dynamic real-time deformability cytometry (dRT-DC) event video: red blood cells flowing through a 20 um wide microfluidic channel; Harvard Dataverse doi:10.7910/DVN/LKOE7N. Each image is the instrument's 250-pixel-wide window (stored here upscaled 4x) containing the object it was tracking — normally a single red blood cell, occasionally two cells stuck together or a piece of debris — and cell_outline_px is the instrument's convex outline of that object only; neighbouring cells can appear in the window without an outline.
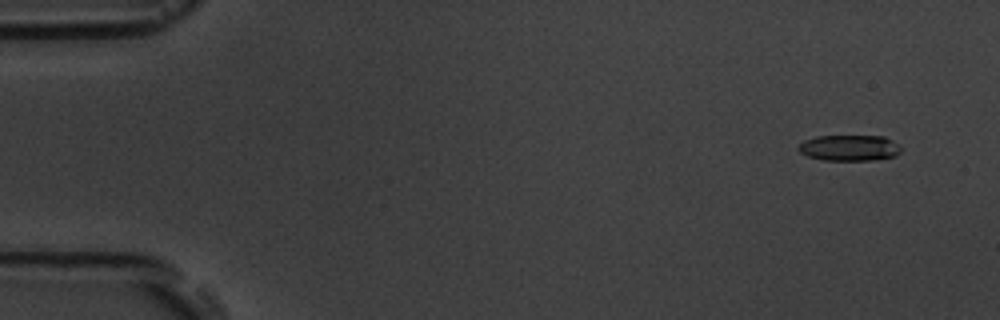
{"species": "common noctule bat (a hibernating species)", "species_latin": "Nyctalus noctula", "temperature_condition": "room temperature", "stored_images_in_passage": 9, "camera_frame_rate_fps": 3000, "um_per_image_px": 0.085, "animal": {"sex": "male", "body_mass_g": 19.5, "forearm_length_mm": 54.6}, "frame": {"image": 1, "passage_image": 2, "time_ms": 1.0, "image_size_px": [1000, 320], "cell_outline_px": [[900, 152], [896, 156], [872, 160], [820, 160], [808, 156], [800, 152], [796, 148], [804, 140], [816, 136], [884, 136], [900, 144]], "centroid_in_image_um": [72.2, 12.57], "position_along_channel_um": 12.8, "area_um2": 15.61}}
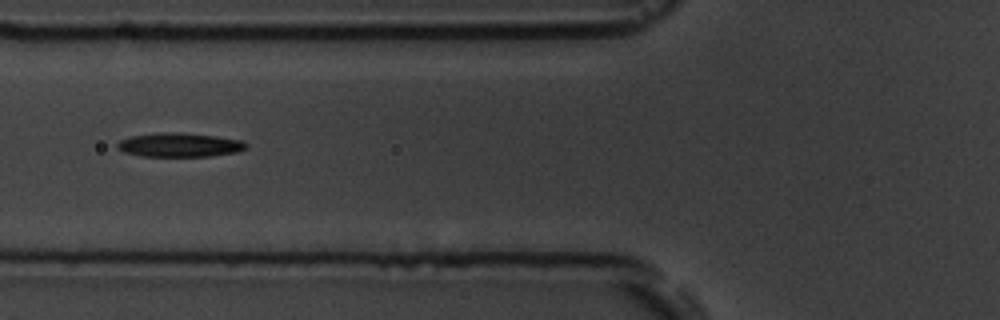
{"frame": {"image": 2, "passage_image": 7, "time_ms": 7.0, "image_size_px": [1000, 320], "cell_outline_px": [[248, 148], [236, 152], [212, 156], [140, 156], [124, 152], [116, 148], [116, 144], [120, 140], [132, 136], [156, 132], [184, 132], [216, 136], [244, 140], [248, 144]], "centroid_in_image_um": [15.28, 12.31], "position_along_channel_um": 110.5, "area_um2": 18.32}}
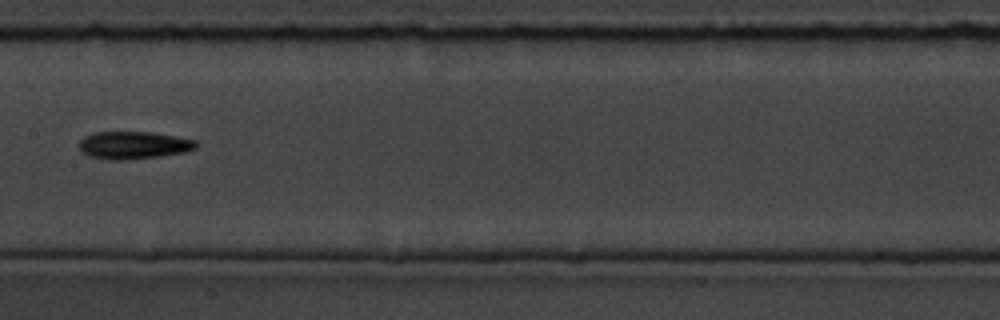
{"frame": {"image": 3, "passage_image": 9, "time_ms": 9.333, "image_size_px": [1000, 320], "cell_outline_px": [[196, 148], [184, 152], [160, 156], [124, 160], [112, 160], [88, 156], [80, 148], [80, 140], [84, 136], [92, 132], [152, 132], [196, 140]], "centroid_in_image_um": [11.33, 12.33], "position_along_channel_um": 196.1, "area_um2": 18.67}}